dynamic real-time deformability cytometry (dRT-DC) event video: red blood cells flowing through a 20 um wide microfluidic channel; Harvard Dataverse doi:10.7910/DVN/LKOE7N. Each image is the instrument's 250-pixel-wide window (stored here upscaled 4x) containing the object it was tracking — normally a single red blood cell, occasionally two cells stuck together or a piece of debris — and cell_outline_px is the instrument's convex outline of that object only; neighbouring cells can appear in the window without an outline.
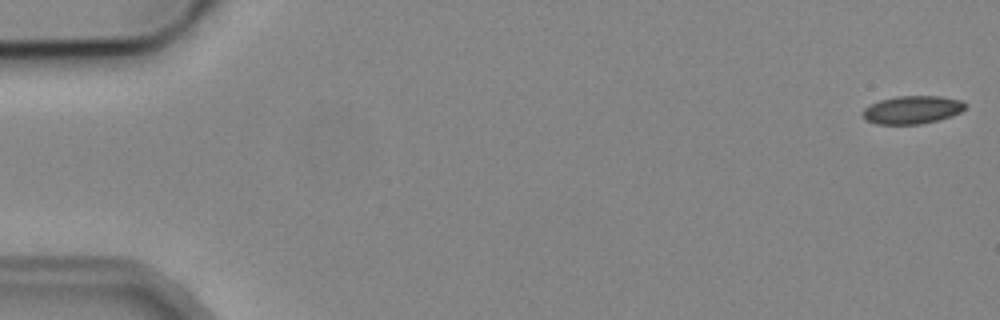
{"species": "common noctule bat (a hibernating species)", "species_latin": "Nyctalus noctula", "temperature_condition": "cold", "stored_images_in_passage": 6, "camera_frame_rate_fps": 3000, "um_per_image_px": 0.085, "animal": {"sex": "male", "body_mass_g": 19.2, "forearm_length_mm": 51.8}, "frame": {"image": 1, "passage_image": 1, "time_ms": 0.0, "image_size_px": [1000, 320], "cell_outline_px": [[968, 104], [960, 112], [936, 120], [920, 124], [876, 124], [864, 120], [864, 108], [880, 100], [896, 96], [940, 96], [960, 100]], "centroid_in_image_um": [77.52, 9.33], "position_along_channel_um": 7.5, "area_um2": 16.53}}
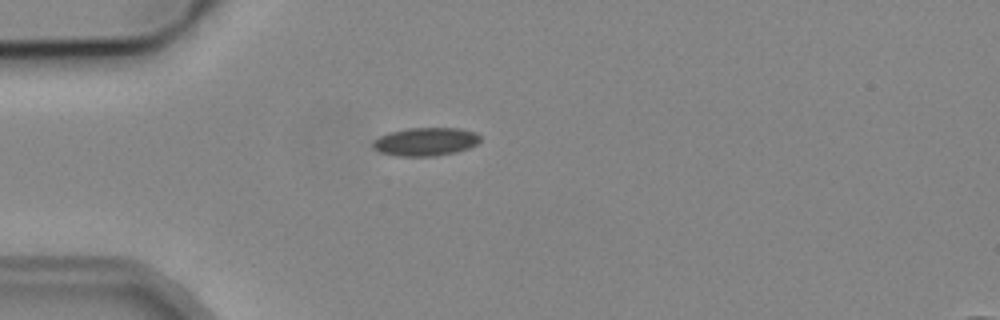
{"frame": {"image": 2, "passage_image": 5, "time_ms": 4.667, "image_size_px": [1000, 320], "cell_outline_px": [[480, 140], [476, 144], [468, 148], [456, 152], [436, 156], [396, 156], [380, 152], [372, 148], [372, 140], [388, 132], [408, 128], [460, 128], [476, 132], [480, 136]], "centroid_in_image_um": [36.15, 12.04], "position_along_channel_um": 48.9, "area_um2": 17.86}}